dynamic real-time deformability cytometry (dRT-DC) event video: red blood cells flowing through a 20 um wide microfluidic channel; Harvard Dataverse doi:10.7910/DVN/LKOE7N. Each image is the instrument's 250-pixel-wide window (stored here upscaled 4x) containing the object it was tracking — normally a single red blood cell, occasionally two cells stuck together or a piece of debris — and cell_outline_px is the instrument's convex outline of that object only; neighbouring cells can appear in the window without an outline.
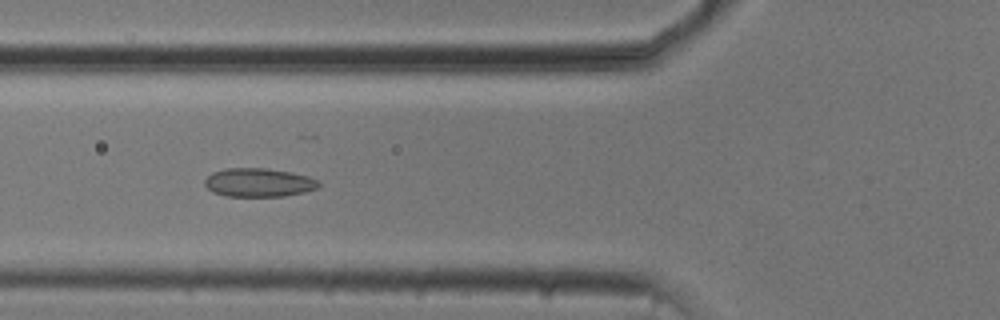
{"species": "common noctule bat (a hibernating species)", "species_latin": "Nyctalus noctula", "temperature_condition": "cold", "stored_images_in_passage": 44, "camera_frame_rate_fps": 3000, "um_per_image_px": 0.085, "animal": {"sex": "male", "body_mass_g": 20.5, "forearm_length_mm": 52.5}, "frame": {"image": 1, "passage_image": 20, "time_ms": 6.333, "image_size_px": [1000, 320], "cell_outline_px": [[320, 188], [304, 192], [284, 196], [228, 196], [212, 192], [204, 184], [204, 180], [212, 172], [228, 168], [268, 168], [292, 172], [308, 176], [320, 180]], "centroid_in_image_um": [22.03, 15.51], "position_along_channel_um": 103.8, "area_um2": 19.19}}
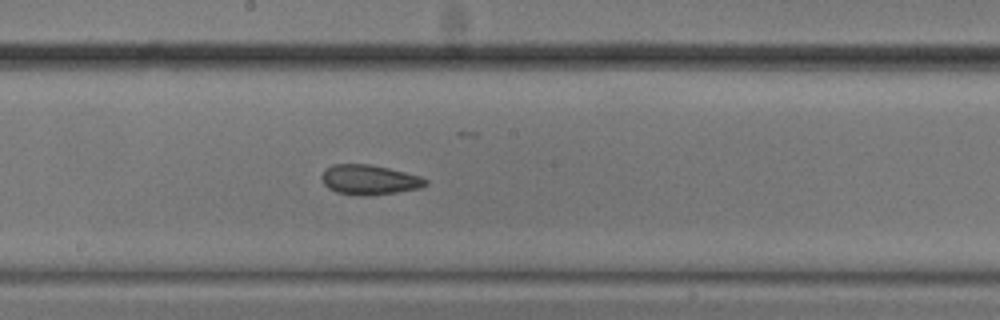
{"frame": {"image": 2, "passage_image": 29, "time_ms": 9.333, "image_size_px": [1000, 320], "cell_outline_px": [[428, 184], [420, 188], [396, 192], [368, 196], [360, 196], [336, 192], [328, 188], [320, 180], [320, 176], [332, 164], [368, 164], [388, 168], [420, 176], [428, 180]], "centroid_in_image_um": [31.38, 15.29], "position_along_channel_um": 216.8, "area_um2": 18.09}}
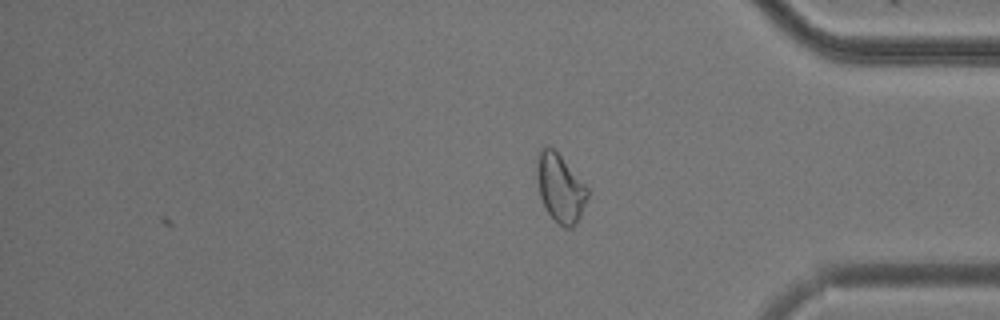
{"frame": {"image": 3, "passage_image": 44, "time_ms": 14.333, "image_size_px": [1000, 320], "cell_outline_px": [[588, 196], [580, 216], [572, 228], [564, 228], [548, 212], [540, 196], [536, 180], [536, 156], [540, 148], [552, 148], [560, 156], [588, 188]], "centroid_in_image_um": [47.59, 15.97], "position_along_channel_um": 387.6, "area_um2": 19.77}, "authors_computed_cell_mechanics": {"area_um2": 18.8428, "velocity_mm_per_s": 3.7503, "shape_relaxation_time_tau1_ms": null, "shape_relaxation_time_tau2_ms": 3.4144, "deformation_change_tau1": null, "deformation_change_tau2": 0.0738}}